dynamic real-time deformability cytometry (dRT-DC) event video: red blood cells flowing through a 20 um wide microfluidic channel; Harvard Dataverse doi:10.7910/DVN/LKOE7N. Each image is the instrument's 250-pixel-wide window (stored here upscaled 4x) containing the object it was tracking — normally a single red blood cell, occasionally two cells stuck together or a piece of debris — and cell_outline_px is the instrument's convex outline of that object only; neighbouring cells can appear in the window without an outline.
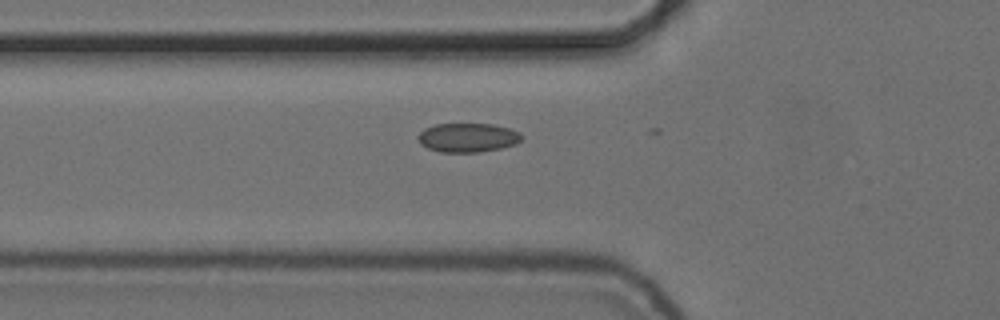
{"species": "common noctule bat (a hibernating species)", "species_latin": "Nyctalus noctula", "temperature_condition": "cold", "stored_images_in_passage": 11, "camera_frame_rate_fps": 3000, "um_per_image_px": 0.085, "animal": {"sex": "female", "body_mass_g": 24.6, "forearm_length_mm": 56.2}, "frame": {"image": 1, "passage_image": 9, "time_ms": 2.667, "image_size_px": [1000, 320], "cell_outline_px": [[524, 136], [516, 144], [500, 148], [480, 152], [440, 152], [428, 148], [420, 144], [416, 136], [424, 128], [436, 124], [492, 124], [508, 128], [520, 132]], "centroid_in_image_um": [39.74, 11.69], "position_along_channel_um": 86.1, "area_um2": 17.63}}